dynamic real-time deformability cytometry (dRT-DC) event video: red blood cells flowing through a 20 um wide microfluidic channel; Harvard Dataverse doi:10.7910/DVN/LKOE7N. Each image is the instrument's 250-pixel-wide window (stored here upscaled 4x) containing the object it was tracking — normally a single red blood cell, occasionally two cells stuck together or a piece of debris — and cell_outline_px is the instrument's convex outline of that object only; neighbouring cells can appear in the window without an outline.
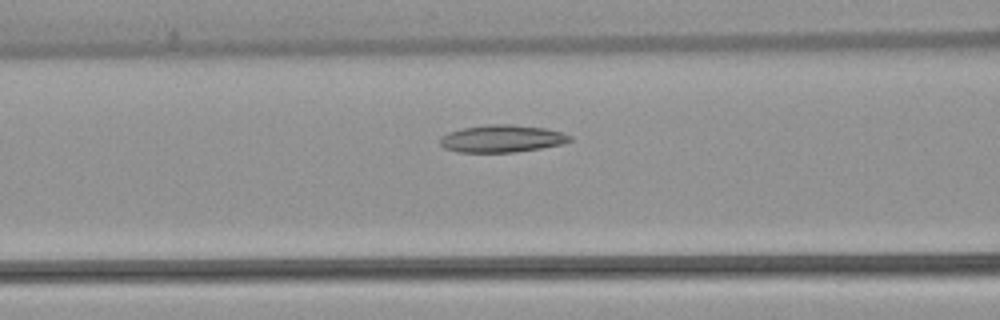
{"species": "common noctule bat (a hibernating species)", "species_latin": "Nyctalus noctula", "temperature_condition": "warm", "stored_images_in_passage": 35, "camera_frame_rate_fps": 3000, "um_per_image_px": 0.085, "animal": {"sex": "female", "body_mass_g": 22.7, "forearm_length_mm": 54.2}, "frame": {"image": 1, "passage_image": 13, "time_ms": 4.0, "image_size_px": [1000, 320], "cell_outline_px": [[572, 140], [564, 144], [540, 148], [512, 152], [456, 152], [444, 148], [440, 144], [440, 136], [448, 132], [460, 128], [488, 124], [512, 124], [544, 128], [560, 132], [572, 136]], "centroid_in_image_um": [42.63, 11.78], "position_along_channel_um": 124.0, "area_um2": 20.81}}
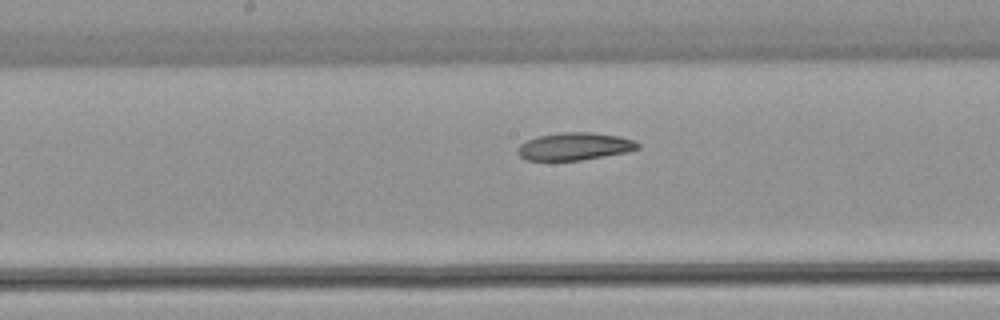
{"frame": {"image": 2, "passage_image": 19, "time_ms": 6.0, "image_size_px": [1000, 320], "cell_outline_px": [[640, 148], [628, 152], [580, 160], [528, 160], [520, 156], [516, 152], [520, 144], [536, 136], [560, 132], [592, 132], [620, 136], [632, 140], [640, 144]], "centroid_in_image_um": [48.85, 12.43], "position_along_channel_um": 199.4, "area_um2": 19.31}}
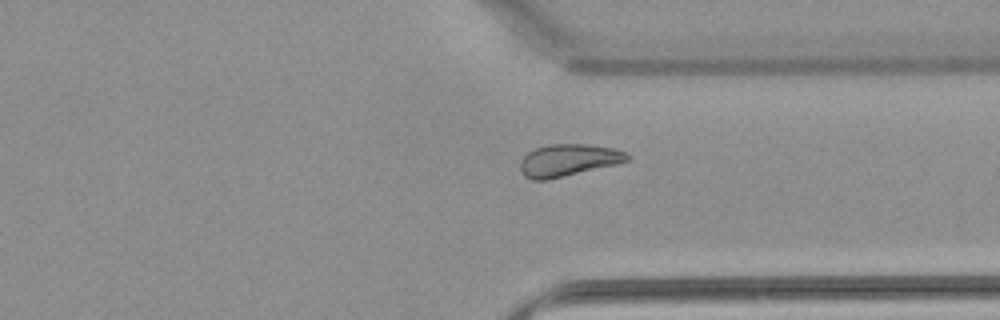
{"frame": {"image": 3, "passage_image": 32, "time_ms": 10.333, "image_size_px": [1000, 320], "cell_outline_px": [[632, 156], [628, 160], [620, 164], [548, 180], [532, 180], [524, 176], [520, 168], [520, 160], [528, 152], [536, 148], [548, 144], [584, 144], [616, 148]], "centroid_in_image_um": [48.33, 13.62], "position_along_channel_um": 363.1, "area_um2": 20.35}}